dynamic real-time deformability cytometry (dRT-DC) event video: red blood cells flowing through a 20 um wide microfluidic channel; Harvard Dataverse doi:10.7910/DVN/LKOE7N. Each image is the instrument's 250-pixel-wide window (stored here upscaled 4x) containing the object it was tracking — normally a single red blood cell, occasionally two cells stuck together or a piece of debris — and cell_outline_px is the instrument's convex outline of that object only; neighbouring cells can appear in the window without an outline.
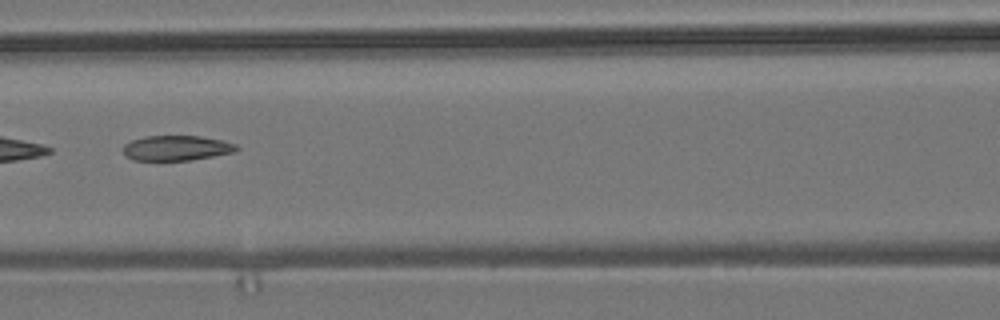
{"species": "common noctule bat (a hibernating species)", "species_latin": "Nyctalus noctula", "temperature_condition": "room temperature", "stored_images_in_passage": 11, "camera_frame_rate_fps": 3000, "um_per_image_px": 0.085, "animal": {"sex": "male", "body_mass_g": 19.2, "forearm_length_mm": 51.8}, "frame": {"image": 1, "passage_image": 7, "time_ms": 7.667, "image_size_px": [1000, 320], "cell_outline_px": [[240, 148], [236, 152], [192, 160], [132, 160], [124, 156], [124, 144], [132, 140], [148, 136], [200, 136], [224, 140], [236, 144]], "centroid_in_image_um": [15.04, 12.58], "position_along_channel_um": 151.6, "area_um2": 16.7}}
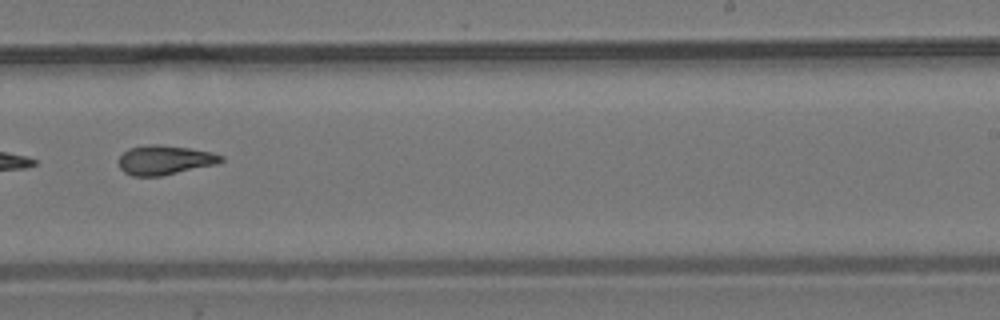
{"frame": {"image": 2, "passage_image": 10, "time_ms": 11.0, "image_size_px": [1000, 320], "cell_outline_px": [[224, 160], [216, 164], [160, 176], [132, 176], [124, 172], [120, 168], [120, 156], [128, 148], [148, 144], [160, 144], [188, 148], [212, 152], [224, 156]], "centroid_in_image_um": [14.0, 13.59], "position_along_channel_um": 275.0, "area_um2": 17.46}}
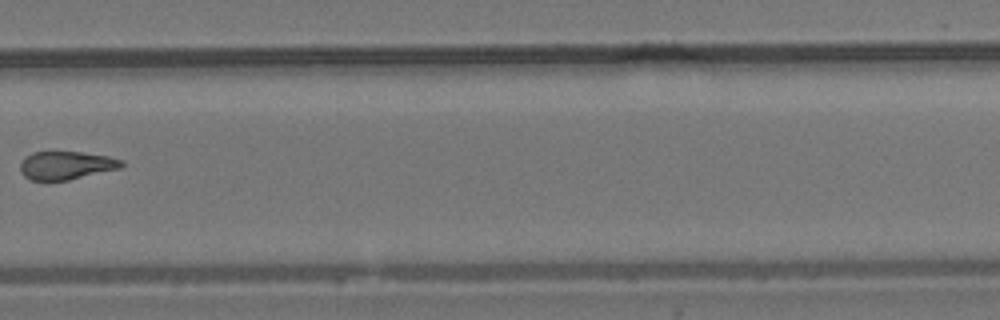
{"frame": {"image": 3, "passage_image": 11, "time_ms": 12.333, "image_size_px": [1000, 320], "cell_outline_px": [[124, 164], [120, 168], [68, 180], [32, 180], [24, 176], [20, 172], [20, 164], [32, 152], [48, 148], [80, 152], [108, 156], [124, 160]], "centroid_in_image_um": [5.6, 14.0], "position_along_channel_um": 324.2, "area_um2": 17.17}}